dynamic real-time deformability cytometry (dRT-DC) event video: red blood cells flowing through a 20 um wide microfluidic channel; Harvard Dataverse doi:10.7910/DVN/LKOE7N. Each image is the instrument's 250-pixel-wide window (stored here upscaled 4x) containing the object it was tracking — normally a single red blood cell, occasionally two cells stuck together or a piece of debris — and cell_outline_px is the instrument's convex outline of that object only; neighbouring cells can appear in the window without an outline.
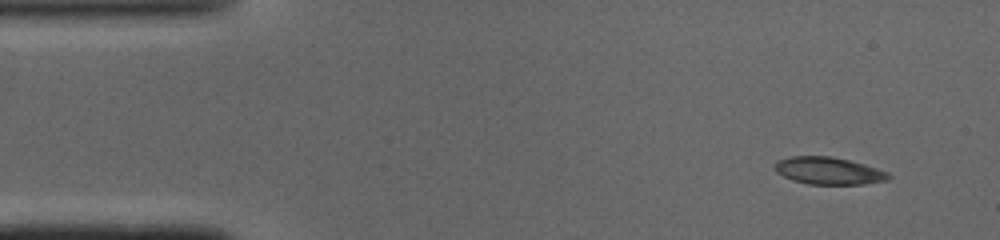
{"species": "common noctule bat (a hibernating species)", "species_latin": "Nyctalus noctula", "temperature_condition": "cold", "stored_images_in_passage": 15, "camera_frame_rate_fps": 3000, "um_per_image_px": 0.085, "animal": {"sex": "male", "body_mass_g": 19.0, "forearm_length_mm": 50.8}, "frame": {"image": 1, "passage_image": 1, "time_ms": 0.0, "image_size_px": [1000, 240], "cell_outline_px": [[892, 176], [888, 180], [864, 184], [808, 184], [792, 180], [776, 172], [772, 168], [776, 160], [788, 156], [832, 156], [864, 164], [888, 172]], "centroid_in_image_um": [70.39, 14.51], "position_along_channel_um": 14.6, "area_um2": 18.26}}
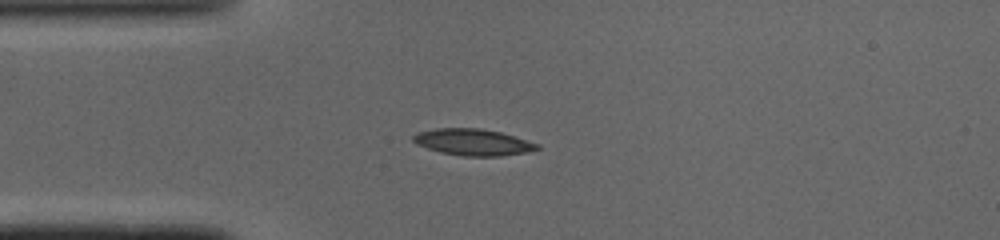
{"frame": {"image": 2, "passage_image": 9, "time_ms": 2.667, "image_size_px": [1000, 240], "cell_outline_px": [[540, 148], [528, 152], [500, 156], [460, 156], [440, 152], [416, 144], [412, 140], [412, 136], [420, 132], [436, 128], [480, 128], [500, 132], [540, 144]], "centroid_in_image_um": [40.21, 12.09], "position_along_channel_um": 44.8, "area_um2": 19.13}}
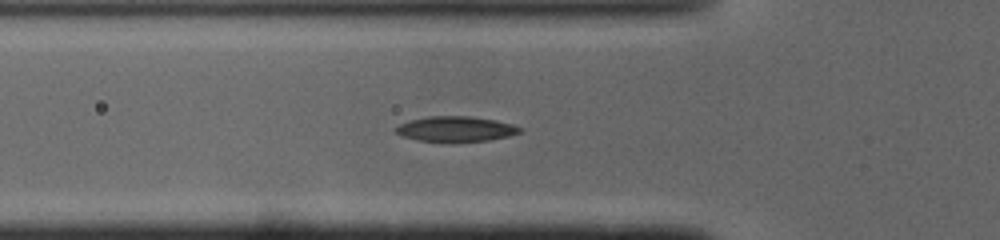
{"frame": {"image": 3, "passage_image": 13, "time_ms": 4.0, "image_size_px": [1000, 240], "cell_outline_px": [[520, 132], [508, 136], [488, 140], [440, 144], [416, 140], [404, 136], [396, 132], [392, 128], [408, 120], [428, 116], [468, 116], [496, 120], [512, 124], [520, 128]], "centroid_in_image_um": [38.66, 10.99], "position_along_channel_um": 87.1, "area_um2": 18.73}}